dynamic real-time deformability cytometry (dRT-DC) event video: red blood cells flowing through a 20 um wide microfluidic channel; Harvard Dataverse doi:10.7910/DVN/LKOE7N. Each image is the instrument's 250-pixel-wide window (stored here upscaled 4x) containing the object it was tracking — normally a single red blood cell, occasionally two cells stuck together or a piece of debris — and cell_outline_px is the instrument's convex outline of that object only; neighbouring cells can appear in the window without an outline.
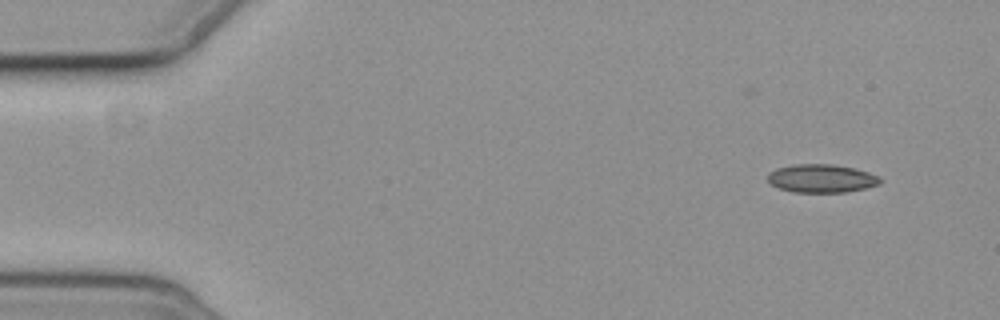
{"species": "common noctule bat (a hibernating species)", "species_latin": "Nyctalus noctula", "temperature_condition": "cold", "stored_images_in_passage": 6, "camera_frame_rate_fps": 3000, "um_per_image_px": 0.085, "animal": {"sex": "female", "body_mass_g": 19.3, "forearm_length_mm": 54.1}, "frame": {"image": 1, "passage_image": 2, "time_ms": 2.0, "image_size_px": [1000, 320], "cell_outline_px": [[880, 184], [864, 188], [844, 192], [792, 192], [780, 188], [772, 184], [768, 180], [768, 172], [776, 168], [796, 164], [832, 164], [856, 168], [880, 176]], "centroid_in_image_um": [69.83, 15.16], "position_along_channel_um": 15.2, "area_um2": 18.5}}
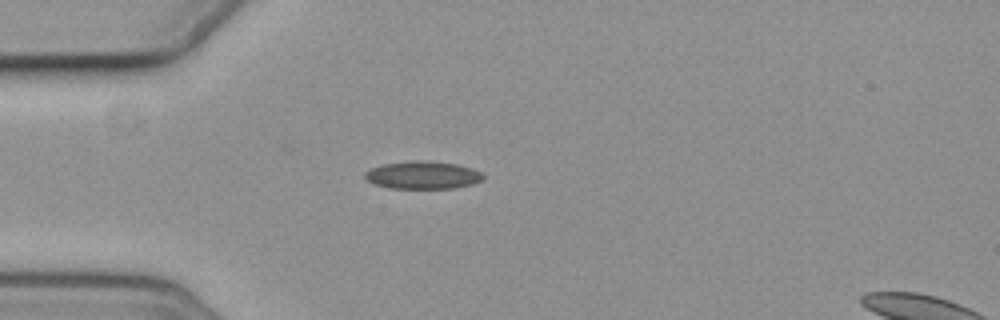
{"frame": {"image": 2, "passage_image": 5, "time_ms": 5.667, "image_size_px": [1000, 320], "cell_outline_px": [[484, 180], [472, 184], [452, 188], [388, 188], [376, 184], [368, 180], [364, 176], [364, 172], [372, 168], [384, 164], [412, 160], [428, 160], [456, 164], [472, 168], [484, 172]], "centroid_in_image_um": [35.98, 14.87], "position_along_channel_um": 49.0, "area_um2": 19.19}}